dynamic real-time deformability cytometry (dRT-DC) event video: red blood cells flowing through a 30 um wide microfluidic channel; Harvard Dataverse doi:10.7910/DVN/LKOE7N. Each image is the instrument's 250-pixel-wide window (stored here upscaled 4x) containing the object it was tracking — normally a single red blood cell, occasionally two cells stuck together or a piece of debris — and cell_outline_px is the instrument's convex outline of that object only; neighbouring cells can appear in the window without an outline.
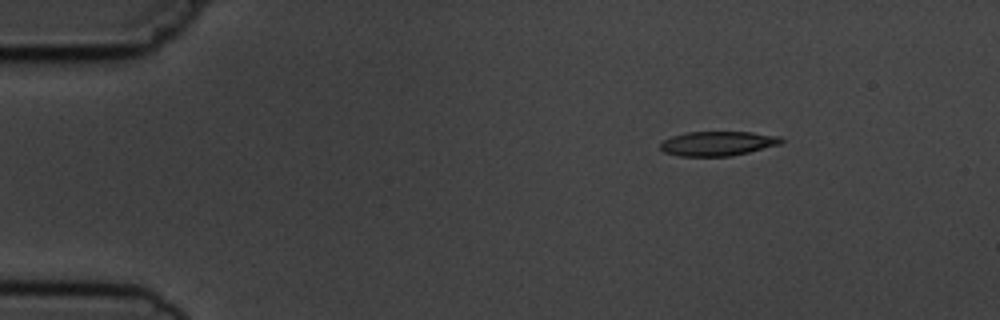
{"species": "common noctule bat (a hibernating species)", "species_latin": "Nyctalus noctula", "temperature_condition": "cold", "stored_images_in_passage": 4, "camera_frame_rate_fps": 3000, "um_per_image_px": 0.085, "animal": {"sex": "male", "body_mass_g": 19.5, "forearm_length_mm": 54.6}, "frame": {"image": 1, "passage_image": 2, "time_ms": 2.0, "image_size_px": [1000, 320], "cell_outline_px": [[784, 140], [780, 144], [748, 152], [728, 156], [680, 156], [664, 152], [660, 148], [660, 144], [664, 140], [672, 136], [688, 132], [752, 132], [780, 136]], "centroid_in_image_um": [61.01, 12.19], "position_along_channel_um": 24.0, "area_um2": 17.11}}